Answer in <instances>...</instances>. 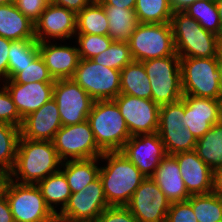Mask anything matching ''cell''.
<instances>
[{
    "label": "cell",
    "instance_id": "6da1fadb",
    "mask_svg": "<svg viewBox=\"0 0 222 222\" xmlns=\"http://www.w3.org/2000/svg\"><path fill=\"white\" fill-rule=\"evenodd\" d=\"M60 164L62 161L52 141L30 140L20 136L15 165L8 177L22 184H37L59 171Z\"/></svg>",
    "mask_w": 222,
    "mask_h": 222
},
{
    "label": "cell",
    "instance_id": "7a4b0ae2",
    "mask_svg": "<svg viewBox=\"0 0 222 222\" xmlns=\"http://www.w3.org/2000/svg\"><path fill=\"white\" fill-rule=\"evenodd\" d=\"M100 159L108 163L99 170L108 205L126 206L146 176L120 151L104 152Z\"/></svg>",
    "mask_w": 222,
    "mask_h": 222
},
{
    "label": "cell",
    "instance_id": "3957f363",
    "mask_svg": "<svg viewBox=\"0 0 222 222\" xmlns=\"http://www.w3.org/2000/svg\"><path fill=\"white\" fill-rule=\"evenodd\" d=\"M170 23L175 52L179 57H218L221 38L206 31L197 20L184 12H173Z\"/></svg>",
    "mask_w": 222,
    "mask_h": 222
},
{
    "label": "cell",
    "instance_id": "277c9868",
    "mask_svg": "<svg viewBox=\"0 0 222 222\" xmlns=\"http://www.w3.org/2000/svg\"><path fill=\"white\" fill-rule=\"evenodd\" d=\"M87 120L103 152L121 151L131 135L114 100L94 101Z\"/></svg>",
    "mask_w": 222,
    "mask_h": 222
},
{
    "label": "cell",
    "instance_id": "5b68a950",
    "mask_svg": "<svg viewBox=\"0 0 222 222\" xmlns=\"http://www.w3.org/2000/svg\"><path fill=\"white\" fill-rule=\"evenodd\" d=\"M183 95L222 100L218 57H180Z\"/></svg>",
    "mask_w": 222,
    "mask_h": 222
},
{
    "label": "cell",
    "instance_id": "8992f818",
    "mask_svg": "<svg viewBox=\"0 0 222 222\" xmlns=\"http://www.w3.org/2000/svg\"><path fill=\"white\" fill-rule=\"evenodd\" d=\"M152 89V101L159 106L182 99L180 57L173 55L142 61Z\"/></svg>",
    "mask_w": 222,
    "mask_h": 222
},
{
    "label": "cell",
    "instance_id": "52a82bcc",
    "mask_svg": "<svg viewBox=\"0 0 222 222\" xmlns=\"http://www.w3.org/2000/svg\"><path fill=\"white\" fill-rule=\"evenodd\" d=\"M133 61H147L175 53L171 23H138L129 38Z\"/></svg>",
    "mask_w": 222,
    "mask_h": 222
},
{
    "label": "cell",
    "instance_id": "ba28073f",
    "mask_svg": "<svg viewBox=\"0 0 222 222\" xmlns=\"http://www.w3.org/2000/svg\"><path fill=\"white\" fill-rule=\"evenodd\" d=\"M3 192L14 222H47L56 216L36 184H22L8 177Z\"/></svg>",
    "mask_w": 222,
    "mask_h": 222
},
{
    "label": "cell",
    "instance_id": "9c48e42d",
    "mask_svg": "<svg viewBox=\"0 0 222 222\" xmlns=\"http://www.w3.org/2000/svg\"><path fill=\"white\" fill-rule=\"evenodd\" d=\"M94 100H113L120 94L121 75L92 59H80L72 78Z\"/></svg>",
    "mask_w": 222,
    "mask_h": 222
},
{
    "label": "cell",
    "instance_id": "30bf717a",
    "mask_svg": "<svg viewBox=\"0 0 222 222\" xmlns=\"http://www.w3.org/2000/svg\"><path fill=\"white\" fill-rule=\"evenodd\" d=\"M52 142L62 162L68 157L70 160L100 158L104 153L95 142L88 120L62 126Z\"/></svg>",
    "mask_w": 222,
    "mask_h": 222
},
{
    "label": "cell",
    "instance_id": "8fae6325",
    "mask_svg": "<svg viewBox=\"0 0 222 222\" xmlns=\"http://www.w3.org/2000/svg\"><path fill=\"white\" fill-rule=\"evenodd\" d=\"M53 99L57 103L62 126L87 120L94 104L90 95L72 79L55 80Z\"/></svg>",
    "mask_w": 222,
    "mask_h": 222
},
{
    "label": "cell",
    "instance_id": "7c38bea8",
    "mask_svg": "<svg viewBox=\"0 0 222 222\" xmlns=\"http://www.w3.org/2000/svg\"><path fill=\"white\" fill-rule=\"evenodd\" d=\"M109 205L98 177L83 190L71 193L67 204L57 216L63 222H94Z\"/></svg>",
    "mask_w": 222,
    "mask_h": 222
},
{
    "label": "cell",
    "instance_id": "4fadbf2b",
    "mask_svg": "<svg viewBox=\"0 0 222 222\" xmlns=\"http://www.w3.org/2000/svg\"><path fill=\"white\" fill-rule=\"evenodd\" d=\"M118 105L130 135L157 132L160 106L152 100L119 94L113 99Z\"/></svg>",
    "mask_w": 222,
    "mask_h": 222
},
{
    "label": "cell",
    "instance_id": "5bb4252c",
    "mask_svg": "<svg viewBox=\"0 0 222 222\" xmlns=\"http://www.w3.org/2000/svg\"><path fill=\"white\" fill-rule=\"evenodd\" d=\"M171 202L151 177L135 190L126 207L138 222H165Z\"/></svg>",
    "mask_w": 222,
    "mask_h": 222
},
{
    "label": "cell",
    "instance_id": "9a60e30c",
    "mask_svg": "<svg viewBox=\"0 0 222 222\" xmlns=\"http://www.w3.org/2000/svg\"><path fill=\"white\" fill-rule=\"evenodd\" d=\"M146 177H151L167 155L158 133L133 135L120 151Z\"/></svg>",
    "mask_w": 222,
    "mask_h": 222
},
{
    "label": "cell",
    "instance_id": "2e32d148",
    "mask_svg": "<svg viewBox=\"0 0 222 222\" xmlns=\"http://www.w3.org/2000/svg\"><path fill=\"white\" fill-rule=\"evenodd\" d=\"M76 20L75 12L49 3L34 23L35 40L37 42H46L50 38L67 40L76 35ZM46 36L49 38L46 39Z\"/></svg>",
    "mask_w": 222,
    "mask_h": 222
},
{
    "label": "cell",
    "instance_id": "e0dca14e",
    "mask_svg": "<svg viewBox=\"0 0 222 222\" xmlns=\"http://www.w3.org/2000/svg\"><path fill=\"white\" fill-rule=\"evenodd\" d=\"M61 127L58 106L52 98L37 111L23 118L20 134L25 139L53 141Z\"/></svg>",
    "mask_w": 222,
    "mask_h": 222
},
{
    "label": "cell",
    "instance_id": "ac0fdd59",
    "mask_svg": "<svg viewBox=\"0 0 222 222\" xmlns=\"http://www.w3.org/2000/svg\"><path fill=\"white\" fill-rule=\"evenodd\" d=\"M182 99L185 102L186 128L196 139L206 134L212 125L218 124L221 100L190 95H183Z\"/></svg>",
    "mask_w": 222,
    "mask_h": 222
},
{
    "label": "cell",
    "instance_id": "d6986e66",
    "mask_svg": "<svg viewBox=\"0 0 222 222\" xmlns=\"http://www.w3.org/2000/svg\"><path fill=\"white\" fill-rule=\"evenodd\" d=\"M3 82H5L4 86L11 95L22 119L37 111L53 98L54 83L34 82L19 84L12 79L4 80Z\"/></svg>",
    "mask_w": 222,
    "mask_h": 222
},
{
    "label": "cell",
    "instance_id": "ffe728a7",
    "mask_svg": "<svg viewBox=\"0 0 222 222\" xmlns=\"http://www.w3.org/2000/svg\"><path fill=\"white\" fill-rule=\"evenodd\" d=\"M173 156L178 162L182 179L190 195L212 192L213 170L198 157L195 150L180 152Z\"/></svg>",
    "mask_w": 222,
    "mask_h": 222
},
{
    "label": "cell",
    "instance_id": "44dd1931",
    "mask_svg": "<svg viewBox=\"0 0 222 222\" xmlns=\"http://www.w3.org/2000/svg\"><path fill=\"white\" fill-rule=\"evenodd\" d=\"M38 42L39 54L54 80L72 79L80 61L77 47Z\"/></svg>",
    "mask_w": 222,
    "mask_h": 222
},
{
    "label": "cell",
    "instance_id": "7402d4cb",
    "mask_svg": "<svg viewBox=\"0 0 222 222\" xmlns=\"http://www.w3.org/2000/svg\"><path fill=\"white\" fill-rule=\"evenodd\" d=\"M151 178L171 203L186 201L191 196L185 187L178 162L173 155H166L160 161Z\"/></svg>",
    "mask_w": 222,
    "mask_h": 222
},
{
    "label": "cell",
    "instance_id": "603a6c76",
    "mask_svg": "<svg viewBox=\"0 0 222 222\" xmlns=\"http://www.w3.org/2000/svg\"><path fill=\"white\" fill-rule=\"evenodd\" d=\"M0 37L15 41L35 39V25L14 3L0 5Z\"/></svg>",
    "mask_w": 222,
    "mask_h": 222
},
{
    "label": "cell",
    "instance_id": "cb8c5ba5",
    "mask_svg": "<svg viewBox=\"0 0 222 222\" xmlns=\"http://www.w3.org/2000/svg\"><path fill=\"white\" fill-rule=\"evenodd\" d=\"M108 18V35L116 42H129V38L138 25L133 9L119 8L113 5H102Z\"/></svg>",
    "mask_w": 222,
    "mask_h": 222
},
{
    "label": "cell",
    "instance_id": "d4e9b609",
    "mask_svg": "<svg viewBox=\"0 0 222 222\" xmlns=\"http://www.w3.org/2000/svg\"><path fill=\"white\" fill-rule=\"evenodd\" d=\"M120 94L152 100V89L142 62L132 61L121 71Z\"/></svg>",
    "mask_w": 222,
    "mask_h": 222
},
{
    "label": "cell",
    "instance_id": "484cf974",
    "mask_svg": "<svg viewBox=\"0 0 222 222\" xmlns=\"http://www.w3.org/2000/svg\"><path fill=\"white\" fill-rule=\"evenodd\" d=\"M99 158L84 160H67L62 162L65 166L61 171L65 174L71 193L83 190L99 177L100 168L96 165Z\"/></svg>",
    "mask_w": 222,
    "mask_h": 222
},
{
    "label": "cell",
    "instance_id": "4316f807",
    "mask_svg": "<svg viewBox=\"0 0 222 222\" xmlns=\"http://www.w3.org/2000/svg\"><path fill=\"white\" fill-rule=\"evenodd\" d=\"M195 151L212 170L222 167V126L219 123L197 139Z\"/></svg>",
    "mask_w": 222,
    "mask_h": 222
},
{
    "label": "cell",
    "instance_id": "83f0119b",
    "mask_svg": "<svg viewBox=\"0 0 222 222\" xmlns=\"http://www.w3.org/2000/svg\"><path fill=\"white\" fill-rule=\"evenodd\" d=\"M36 185L53 213L56 215L58 214L57 210L54 208V204H61L62 206L60 209H64L71 195V191L65 174L61 170L42 179Z\"/></svg>",
    "mask_w": 222,
    "mask_h": 222
},
{
    "label": "cell",
    "instance_id": "f1b7e54d",
    "mask_svg": "<svg viewBox=\"0 0 222 222\" xmlns=\"http://www.w3.org/2000/svg\"><path fill=\"white\" fill-rule=\"evenodd\" d=\"M108 31V18L97 0L77 13L76 34L108 35Z\"/></svg>",
    "mask_w": 222,
    "mask_h": 222
},
{
    "label": "cell",
    "instance_id": "f546056e",
    "mask_svg": "<svg viewBox=\"0 0 222 222\" xmlns=\"http://www.w3.org/2000/svg\"><path fill=\"white\" fill-rule=\"evenodd\" d=\"M38 55V42L35 39L12 41L8 53V79H13Z\"/></svg>",
    "mask_w": 222,
    "mask_h": 222
},
{
    "label": "cell",
    "instance_id": "4dcf8cb0",
    "mask_svg": "<svg viewBox=\"0 0 222 222\" xmlns=\"http://www.w3.org/2000/svg\"><path fill=\"white\" fill-rule=\"evenodd\" d=\"M208 32L222 38V29L215 0H197L184 11Z\"/></svg>",
    "mask_w": 222,
    "mask_h": 222
},
{
    "label": "cell",
    "instance_id": "1f68e13d",
    "mask_svg": "<svg viewBox=\"0 0 222 222\" xmlns=\"http://www.w3.org/2000/svg\"><path fill=\"white\" fill-rule=\"evenodd\" d=\"M20 127L0 123V170L9 174L16 161Z\"/></svg>",
    "mask_w": 222,
    "mask_h": 222
},
{
    "label": "cell",
    "instance_id": "d6a6232c",
    "mask_svg": "<svg viewBox=\"0 0 222 222\" xmlns=\"http://www.w3.org/2000/svg\"><path fill=\"white\" fill-rule=\"evenodd\" d=\"M134 11L138 23H168L173 14L170 0H137Z\"/></svg>",
    "mask_w": 222,
    "mask_h": 222
},
{
    "label": "cell",
    "instance_id": "836d02e7",
    "mask_svg": "<svg viewBox=\"0 0 222 222\" xmlns=\"http://www.w3.org/2000/svg\"><path fill=\"white\" fill-rule=\"evenodd\" d=\"M191 204L198 222H222V198L211 193L191 195Z\"/></svg>",
    "mask_w": 222,
    "mask_h": 222
},
{
    "label": "cell",
    "instance_id": "e575fe53",
    "mask_svg": "<svg viewBox=\"0 0 222 222\" xmlns=\"http://www.w3.org/2000/svg\"><path fill=\"white\" fill-rule=\"evenodd\" d=\"M167 155L195 150L197 139L186 127L183 129H157Z\"/></svg>",
    "mask_w": 222,
    "mask_h": 222
},
{
    "label": "cell",
    "instance_id": "d590c367",
    "mask_svg": "<svg viewBox=\"0 0 222 222\" xmlns=\"http://www.w3.org/2000/svg\"><path fill=\"white\" fill-rule=\"evenodd\" d=\"M92 60L100 65L121 71L133 61L129 44L113 41L108 49L94 56Z\"/></svg>",
    "mask_w": 222,
    "mask_h": 222
},
{
    "label": "cell",
    "instance_id": "8d00e7d4",
    "mask_svg": "<svg viewBox=\"0 0 222 222\" xmlns=\"http://www.w3.org/2000/svg\"><path fill=\"white\" fill-rule=\"evenodd\" d=\"M185 102L180 99L176 102L164 104L159 109L158 129H183L185 122Z\"/></svg>",
    "mask_w": 222,
    "mask_h": 222
},
{
    "label": "cell",
    "instance_id": "74e56055",
    "mask_svg": "<svg viewBox=\"0 0 222 222\" xmlns=\"http://www.w3.org/2000/svg\"><path fill=\"white\" fill-rule=\"evenodd\" d=\"M80 59H92L109 48L113 40L109 35L77 34Z\"/></svg>",
    "mask_w": 222,
    "mask_h": 222
},
{
    "label": "cell",
    "instance_id": "f35d334b",
    "mask_svg": "<svg viewBox=\"0 0 222 222\" xmlns=\"http://www.w3.org/2000/svg\"><path fill=\"white\" fill-rule=\"evenodd\" d=\"M12 80L19 84L55 82L40 54L30 63V65H26L22 68V71H20Z\"/></svg>",
    "mask_w": 222,
    "mask_h": 222
},
{
    "label": "cell",
    "instance_id": "ab89813d",
    "mask_svg": "<svg viewBox=\"0 0 222 222\" xmlns=\"http://www.w3.org/2000/svg\"><path fill=\"white\" fill-rule=\"evenodd\" d=\"M22 121L11 95L3 85L0 90V123L21 127Z\"/></svg>",
    "mask_w": 222,
    "mask_h": 222
},
{
    "label": "cell",
    "instance_id": "60d3db41",
    "mask_svg": "<svg viewBox=\"0 0 222 222\" xmlns=\"http://www.w3.org/2000/svg\"><path fill=\"white\" fill-rule=\"evenodd\" d=\"M165 222H198L191 204L186 201L172 202Z\"/></svg>",
    "mask_w": 222,
    "mask_h": 222
},
{
    "label": "cell",
    "instance_id": "b9f144b4",
    "mask_svg": "<svg viewBox=\"0 0 222 222\" xmlns=\"http://www.w3.org/2000/svg\"><path fill=\"white\" fill-rule=\"evenodd\" d=\"M94 222H138L126 206H109Z\"/></svg>",
    "mask_w": 222,
    "mask_h": 222
},
{
    "label": "cell",
    "instance_id": "7bdbcfd3",
    "mask_svg": "<svg viewBox=\"0 0 222 222\" xmlns=\"http://www.w3.org/2000/svg\"><path fill=\"white\" fill-rule=\"evenodd\" d=\"M48 4L49 0H14L17 9L34 23L40 18Z\"/></svg>",
    "mask_w": 222,
    "mask_h": 222
},
{
    "label": "cell",
    "instance_id": "ee69618b",
    "mask_svg": "<svg viewBox=\"0 0 222 222\" xmlns=\"http://www.w3.org/2000/svg\"><path fill=\"white\" fill-rule=\"evenodd\" d=\"M12 40L0 37V78L8 80V53Z\"/></svg>",
    "mask_w": 222,
    "mask_h": 222
},
{
    "label": "cell",
    "instance_id": "f6af8a7d",
    "mask_svg": "<svg viewBox=\"0 0 222 222\" xmlns=\"http://www.w3.org/2000/svg\"><path fill=\"white\" fill-rule=\"evenodd\" d=\"M94 0H49V3L64 7L68 10L79 13L83 8L90 5Z\"/></svg>",
    "mask_w": 222,
    "mask_h": 222
},
{
    "label": "cell",
    "instance_id": "bcb514c9",
    "mask_svg": "<svg viewBox=\"0 0 222 222\" xmlns=\"http://www.w3.org/2000/svg\"><path fill=\"white\" fill-rule=\"evenodd\" d=\"M0 222H14L6 194L0 195Z\"/></svg>",
    "mask_w": 222,
    "mask_h": 222
},
{
    "label": "cell",
    "instance_id": "7dc6e473",
    "mask_svg": "<svg viewBox=\"0 0 222 222\" xmlns=\"http://www.w3.org/2000/svg\"><path fill=\"white\" fill-rule=\"evenodd\" d=\"M212 193L222 198V167L213 170Z\"/></svg>",
    "mask_w": 222,
    "mask_h": 222
},
{
    "label": "cell",
    "instance_id": "c3c4849f",
    "mask_svg": "<svg viewBox=\"0 0 222 222\" xmlns=\"http://www.w3.org/2000/svg\"><path fill=\"white\" fill-rule=\"evenodd\" d=\"M102 5H113L119 8L135 9L137 0H97Z\"/></svg>",
    "mask_w": 222,
    "mask_h": 222
},
{
    "label": "cell",
    "instance_id": "681fc988",
    "mask_svg": "<svg viewBox=\"0 0 222 222\" xmlns=\"http://www.w3.org/2000/svg\"><path fill=\"white\" fill-rule=\"evenodd\" d=\"M197 0H170L173 12H183L187 7Z\"/></svg>",
    "mask_w": 222,
    "mask_h": 222
},
{
    "label": "cell",
    "instance_id": "f907efd6",
    "mask_svg": "<svg viewBox=\"0 0 222 222\" xmlns=\"http://www.w3.org/2000/svg\"><path fill=\"white\" fill-rule=\"evenodd\" d=\"M222 29V0H215Z\"/></svg>",
    "mask_w": 222,
    "mask_h": 222
},
{
    "label": "cell",
    "instance_id": "816d5d0a",
    "mask_svg": "<svg viewBox=\"0 0 222 222\" xmlns=\"http://www.w3.org/2000/svg\"><path fill=\"white\" fill-rule=\"evenodd\" d=\"M8 179V175H0V195L3 193L5 183Z\"/></svg>",
    "mask_w": 222,
    "mask_h": 222
},
{
    "label": "cell",
    "instance_id": "f5cc1de1",
    "mask_svg": "<svg viewBox=\"0 0 222 222\" xmlns=\"http://www.w3.org/2000/svg\"><path fill=\"white\" fill-rule=\"evenodd\" d=\"M218 65L221 71V91H222V52H220L218 55Z\"/></svg>",
    "mask_w": 222,
    "mask_h": 222
},
{
    "label": "cell",
    "instance_id": "db71d44e",
    "mask_svg": "<svg viewBox=\"0 0 222 222\" xmlns=\"http://www.w3.org/2000/svg\"><path fill=\"white\" fill-rule=\"evenodd\" d=\"M218 123L222 126V100H221L220 108H219V122Z\"/></svg>",
    "mask_w": 222,
    "mask_h": 222
},
{
    "label": "cell",
    "instance_id": "11a10c76",
    "mask_svg": "<svg viewBox=\"0 0 222 222\" xmlns=\"http://www.w3.org/2000/svg\"><path fill=\"white\" fill-rule=\"evenodd\" d=\"M14 3V0H0V5Z\"/></svg>",
    "mask_w": 222,
    "mask_h": 222
},
{
    "label": "cell",
    "instance_id": "9f6ffc18",
    "mask_svg": "<svg viewBox=\"0 0 222 222\" xmlns=\"http://www.w3.org/2000/svg\"><path fill=\"white\" fill-rule=\"evenodd\" d=\"M47 222H56V216H55L54 218L50 219V220L47 221Z\"/></svg>",
    "mask_w": 222,
    "mask_h": 222
},
{
    "label": "cell",
    "instance_id": "6f0895ef",
    "mask_svg": "<svg viewBox=\"0 0 222 222\" xmlns=\"http://www.w3.org/2000/svg\"><path fill=\"white\" fill-rule=\"evenodd\" d=\"M56 222H63V221L56 215Z\"/></svg>",
    "mask_w": 222,
    "mask_h": 222
},
{
    "label": "cell",
    "instance_id": "680465c9",
    "mask_svg": "<svg viewBox=\"0 0 222 222\" xmlns=\"http://www.w3.org/2000/svg\"><path fill=\"white\" fill-rule=\"evenodd\" d=\"M0 175H8L7 173H5L4 171L0 170Z\"/></svg>",
    "mask_w": 222,
    "mask_h": 222
}]
</instances>
